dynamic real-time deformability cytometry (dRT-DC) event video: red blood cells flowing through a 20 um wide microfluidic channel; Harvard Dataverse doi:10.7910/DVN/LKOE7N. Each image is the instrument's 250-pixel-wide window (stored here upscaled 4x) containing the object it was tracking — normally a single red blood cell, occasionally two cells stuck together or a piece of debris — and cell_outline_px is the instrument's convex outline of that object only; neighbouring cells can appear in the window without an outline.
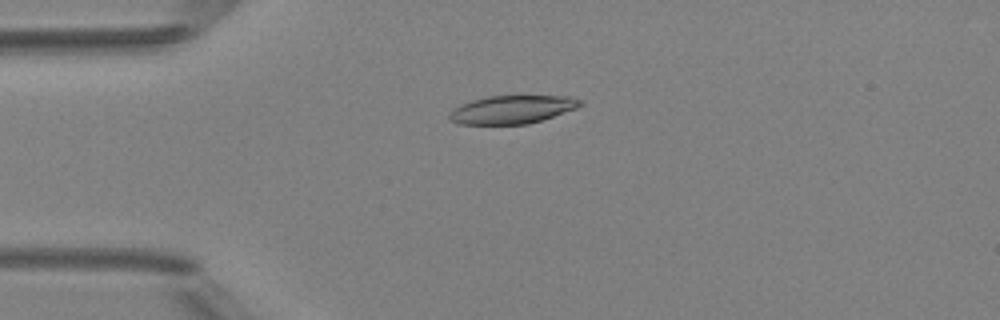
{"species": "Egyptian fruit bat (a non-hibernating species)", "species_latin": "Rousettus aegyptiacus", "temperature_condition": "room temperature", "stored_images_in_passage": 5, "camera_frame_rate_fps": 3000, "um_per_image_px": 0.085, "animal": {"sex": "female"}, "frame": {"image": 1, "passage_image": 4, "time_ms": 3.333, "image_size_px": [1000, 320], "cell_outline_px": [[584, 104], [576, 108], [528, 124], [460, 124], [448, 120], [448, 116], [452, 108], [460, 104], [472, 100], [488, 96], [572, 96], [580, 100]], "centroid_in_image_um": [43.48, 9.3], "position_along_channel_um": 41.5, "area_um2": 21.44}}